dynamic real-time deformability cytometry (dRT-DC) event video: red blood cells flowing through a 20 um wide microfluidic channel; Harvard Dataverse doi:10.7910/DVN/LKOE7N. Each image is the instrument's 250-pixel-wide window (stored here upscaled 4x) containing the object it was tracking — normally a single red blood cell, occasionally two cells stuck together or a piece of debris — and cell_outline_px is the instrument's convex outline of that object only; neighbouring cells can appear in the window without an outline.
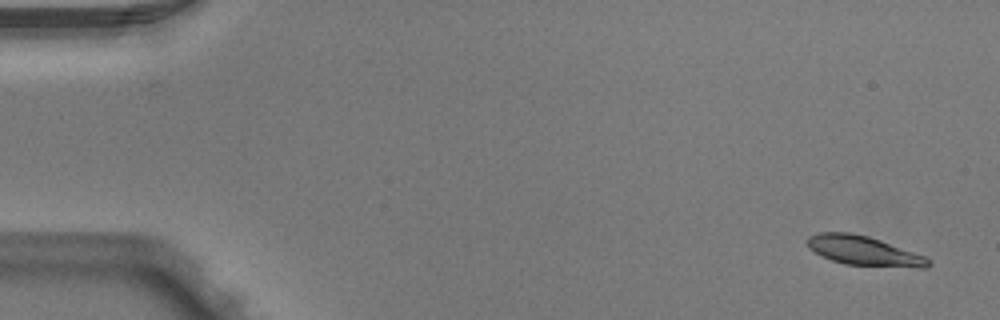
{"species": "Egyptian fruit bat (a non-hibernating species)", "species_latin": "Rousettus aegyptiacus", "temperature_condition": "warm", "stored_images_in_passage": 7, "camera_frame_rate_fps": 3000, "um_per_image_px": 0.085, "animal": {"sex": "male"}, "frame": {"image": 1, "passage_image": 1, "time_ms": 0.0, "image_size_px": [1000, 320], "cell_outline_px": [[932, 264], [928, 268], [920, 268], [844, 264], [832, 260], [808, 248], [804, 240], [808, 236], [820, 232], [852, 232], [868, 236], [880, 240], [924, 256], [932, 260]], "centroid_in_image_um": [73.42, 21.31], "position_along_channel_um": 11.6, "area_um2": 20.81}}
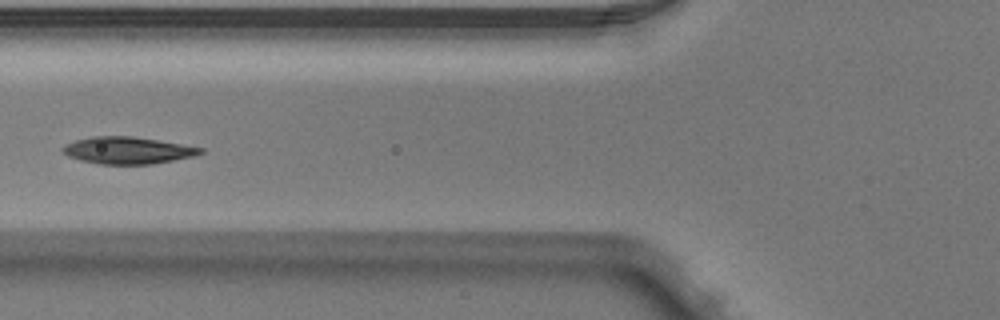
{"frame": {"image": 2, "passage_image": 6, "time_ms": 1.667, "image_size_px": [1000, 320], "cell_outline_px": [[204, 152], [192, 156], [152, 164], [100, 164], [80, 160], [68, 156], [60, 152], [60, 148], [64, 144], [76, 140], [92, 136], [132, 136], [204, 148]], "centroid_in_image_um": [10.77, 12.78], "position_along_channel_um": 115.0, "area_um2": 21.56}}
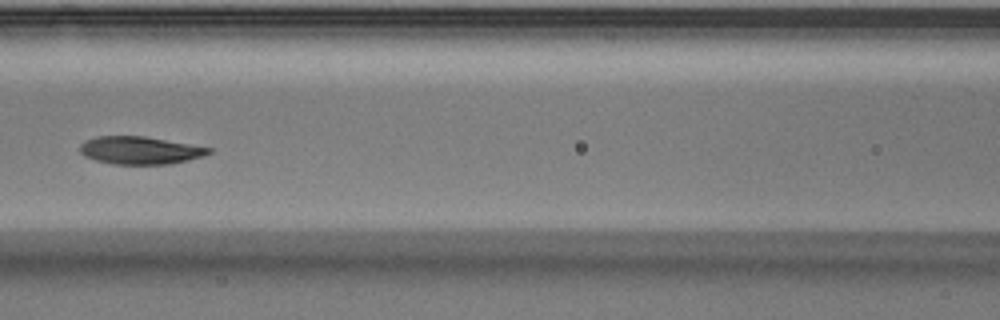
{"frame": {"image": 3, "passage_image": 7, "time_ms": 2.0, "image_size_px": [1000, 320], "cell_outline_px": [[212, 152], [204, 156], [172, 164], [112, 164], [96, 160], [84, 156], [80, 152], [80, 144], [84, 140], [96, 136], [144, 136], [212, 148]], "centroid_in_image_um": [11.89, 12.78], "position_along_channel_um": 154.7, "area_um2": 20.87}}